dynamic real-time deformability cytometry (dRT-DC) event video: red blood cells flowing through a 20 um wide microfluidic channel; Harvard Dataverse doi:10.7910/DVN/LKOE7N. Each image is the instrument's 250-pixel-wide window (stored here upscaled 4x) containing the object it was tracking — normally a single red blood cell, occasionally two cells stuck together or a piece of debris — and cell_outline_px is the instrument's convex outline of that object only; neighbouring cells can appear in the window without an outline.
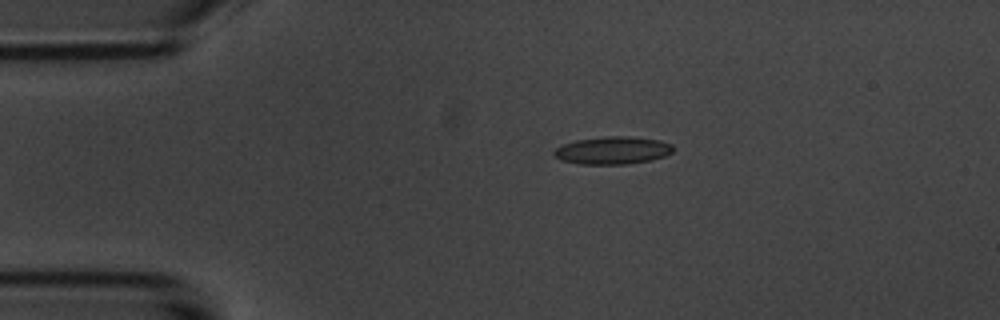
{"species": "common noctule bat (a hibernating species)", "species_latin": "Nyctalus noctula", "temperature_condition": "room temperature", "stored_images_in_passage": 2, "camera_frame_rate_fps": 3000, "um_per_image_px": 0.085, "animal": {"sex": "male", "body_mass_g": 20.1, "forearm_length_mm": 53.5}, "frame": {"image": 1, "passage_image": 1, "time_ms": 0.0, "image_size_px": [1000, 320], "cell_outline_px": [[672, 152], [664, 156], [648, 160], [624, 164], [580, 164], [560, 160], [552, 152], [556, 148], [564, 144], [576, 140], [604, 136], [624, 136], [660, 140], [672, 144]], "centroid_in_image_um": [52.04, 12.78], "position_along_channel_um": 33.0, "area_um2": 18.96}}